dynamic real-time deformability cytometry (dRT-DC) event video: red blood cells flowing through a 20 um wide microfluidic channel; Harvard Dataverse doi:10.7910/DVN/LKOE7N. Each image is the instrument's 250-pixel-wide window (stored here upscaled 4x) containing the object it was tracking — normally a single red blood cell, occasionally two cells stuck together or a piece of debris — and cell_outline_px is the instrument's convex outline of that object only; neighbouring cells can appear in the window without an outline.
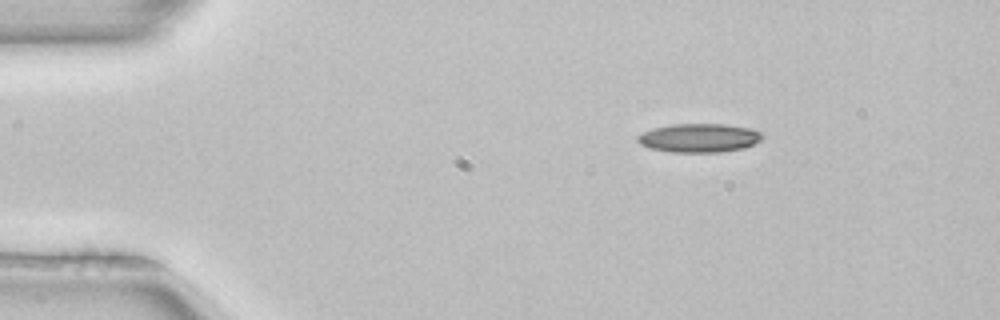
{"species": "common noctule bat (a hibernating species)", "species_latin": "Nyctalus noctula", "temperature_condition": "room temperature", "stored_images_in_passage": 4, "camera_frame_rate_fps": 3000, "um_per_image_px": 0.085, "animal": {"sex": "female", "body_mass_g": 22.7, "forearm_length_mm": 54.2}, "frame": {"image": 1, "passage_image": 1, "time_ms": 0.0, "image_size_px": [1000, 320], "cell_outline_px": [[764, 136], [760, 140], [744, 148], [720, 152], [672, 152], [652, 148], [640, 144], [636, 140], [636, 136], [652, 128], [672, 124], [724, 124], [752, 128], [760, 132]], "centroid_in_image_um": [59.42, 11.71], "position_along_channel_um": 25.6, "area_um2": 20.87}}
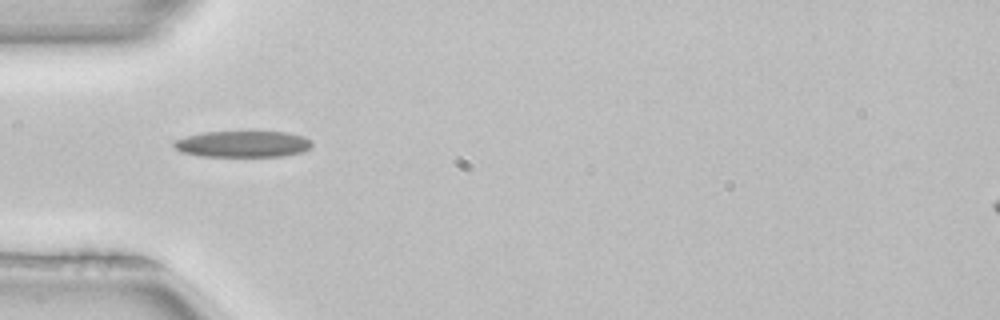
{"frame": {"image": 2, "passage_image": 3, "time_ms": 0.667, "image_size_px": [1000, 320], "cell_outline_px": [[312, 148], [300, 152], [284, 156], [204, 156], [180, 152], [172, 144], [176, 140], [188, 136], [204, 132], [288, 132], [304, 136], [312, 140]], "centroid_in_image_um": [20.69, 12.24], "position_along_channel_um": 64.3, "area_um2": 21.1}}